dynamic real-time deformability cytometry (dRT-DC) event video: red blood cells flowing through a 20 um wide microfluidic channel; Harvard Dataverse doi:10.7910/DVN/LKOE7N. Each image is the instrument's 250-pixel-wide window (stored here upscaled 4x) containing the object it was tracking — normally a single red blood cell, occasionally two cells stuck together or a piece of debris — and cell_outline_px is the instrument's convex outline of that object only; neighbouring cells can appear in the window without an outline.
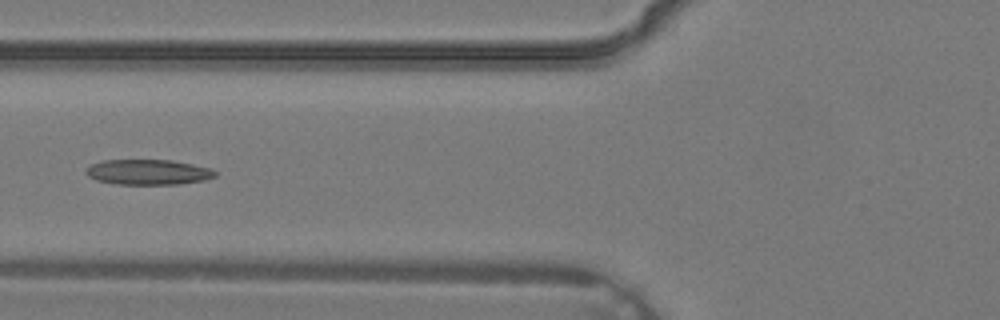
{"species": "common noctule bat (a hibernating species)", "species_latin": "Nyctalus noctula", "temperature_condition": "warm", "stored_images_in_passage": 4, "camera_frame_rate_fps": 3000, "um_per_image_px": 0.085, "animal": {"sex": "male", "body_mass_g": 19.2, "forearm_length_mm": 51.8}, "frame": {"image": 1, "passage_image": 4, "time_ms": 1.0, "image_size_px": [1000, 320], "cell_outline_px": [[216, 176], [204, 180], [176, 184], [116, 184], [96, 180], [88, 176], [84, 172], [92, 164], [104, 160], [172, 160], [212, 168], [216, 172]], "centroid_in_image_um": [12.6, 14.62], "position_along_channel_um": 113.2, "area_um2": 18.96}}